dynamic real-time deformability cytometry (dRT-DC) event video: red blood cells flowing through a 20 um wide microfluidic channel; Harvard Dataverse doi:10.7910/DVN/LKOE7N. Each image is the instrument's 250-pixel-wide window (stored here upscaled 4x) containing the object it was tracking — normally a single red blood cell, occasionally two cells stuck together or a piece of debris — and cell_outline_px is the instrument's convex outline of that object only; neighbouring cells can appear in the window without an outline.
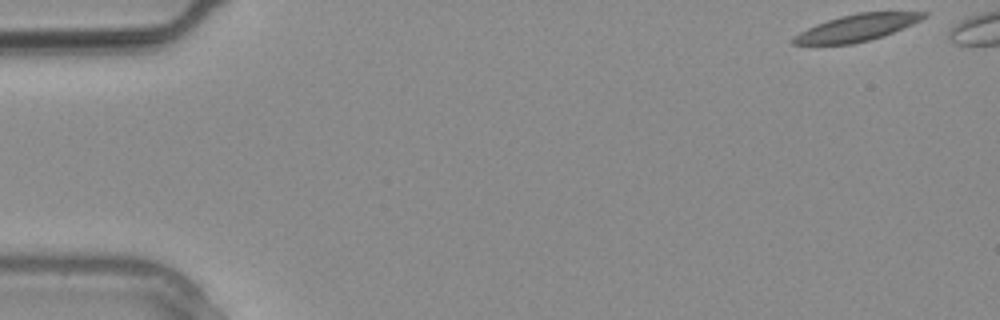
{"species": "common noctule bat (a hibernating species)", "species_latin": "Nyctalus noctula", "temperature_condition": "warm", "stored_images_in_passage": 21, "camera_frame_rate_fps": 3000, "um_per_image_px": 0.085, "animal": {"sex": "male", "body_mass_g": 20.4}, "frame": {"image": 1, "passage_image": 1, "time_ms": 0.0, "image_size_px": [1000, 320], "cell_outline_px": [[928, 16], [904, 28], [884, 36], [852, 44], [792, 44], [792, 40], [800, 32], [816, 24], [840, 16], [860, 12], [928, 12]], "centroid_in_image_um": [72.87, 2.35], "position_along_channel_um": 12.1, "area_um2": 20.06}}